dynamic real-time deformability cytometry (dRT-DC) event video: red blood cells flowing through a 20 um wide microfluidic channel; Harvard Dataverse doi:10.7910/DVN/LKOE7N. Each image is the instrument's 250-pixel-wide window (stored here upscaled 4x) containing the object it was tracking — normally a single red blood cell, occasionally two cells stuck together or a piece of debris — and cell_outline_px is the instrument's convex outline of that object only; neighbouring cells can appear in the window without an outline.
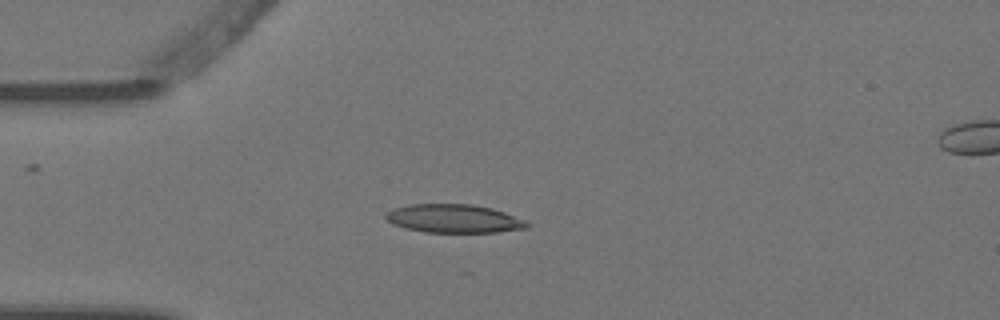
{"species": "Egyptian fruit bat (a non-hibernating species)", "species_latin": "Rousettus aegyptiacus", "temperature_condition": "warm", "stored_images_in_passage": 9, "camera_frame_rate_fps": 3000, "um_per_image_px": 0.085, "animal": {"sex": "female"}, "frame": {"image": 1, "passage_image": 3, "time_ms": 0.667, "image_size_px": [1000, 320], "cell_outline_px": [[532, 224], [528, 228], [496, 232], [424, 232], [404, 228], [392, 224], [384, 216], [392, 208], [412, 204], [472, 204], [492, 208], [528, 220]], "centroid_in_image_um": [38.62, 18.58], "position_along_channel_um": 46.4, "area_um2": 23.64}}
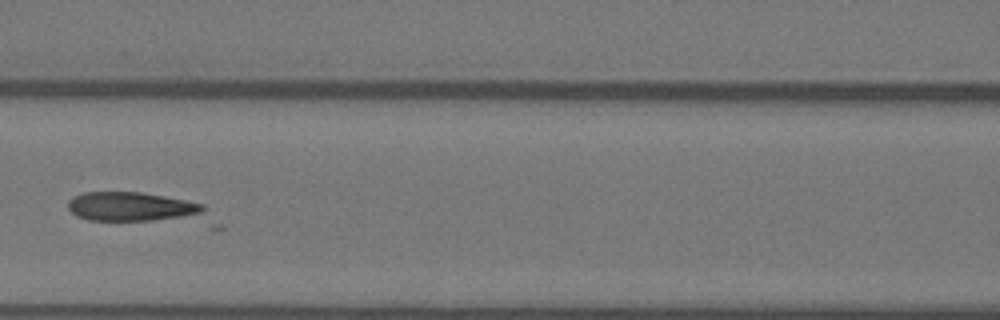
{"frame": {"image": 2, "passage_image": 6, "time_ms": 1.667, "image_size_px": [1000, 320], "cell_outline_px": [[224, 228], [208, 228], [88, 220], [76, 216], [68, 208], [68, 200], [72, 196], [84, 192], [140, 192], [164, 196], [204, 204], [224, 224]], "centroid_in_image_um": [12.1, 17.82], "position_along_channel_um": 154.5, "area_um2": 29.13}}
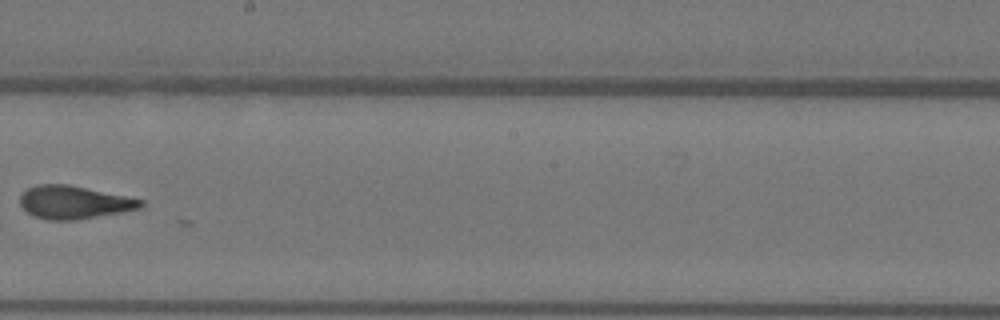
{"frame": {"image": 3, "passage_image": 8, "time_ms": 2.333, "image_size_px": [1000, 320], "cell_outline_px": [[144, 204], [140, 208], [124, 212], [76, 220], [48, 220], [32, 216], [20, 204], [20, 196], [28, 188], [36, 184], [68, 184], [144, 200]], "centroid_in_image_um": [6.29, 17.2], "position_along_channel_um": 241.9, "area_um2": 23.24}}